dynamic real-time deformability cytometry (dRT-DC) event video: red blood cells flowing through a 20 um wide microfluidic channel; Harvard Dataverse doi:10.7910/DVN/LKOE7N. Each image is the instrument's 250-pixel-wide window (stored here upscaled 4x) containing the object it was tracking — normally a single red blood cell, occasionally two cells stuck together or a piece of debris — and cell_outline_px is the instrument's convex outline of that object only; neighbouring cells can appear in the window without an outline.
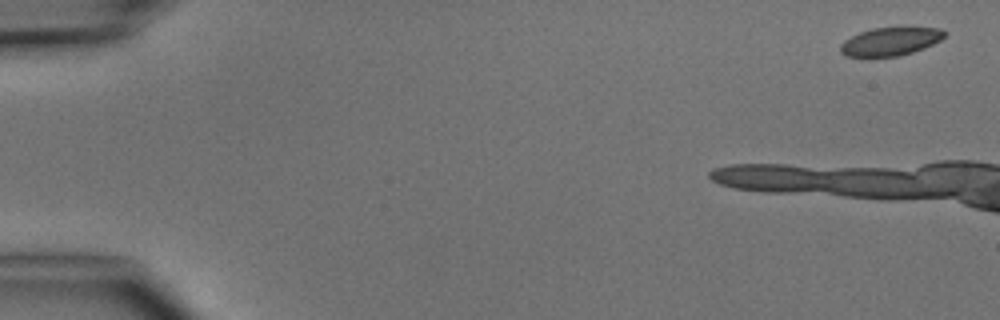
{"species": "common noctule bat (a hibernating species)", "species_latin": "Nyctalus noctula", "temperature_condition": "cold", "stored_images_in_passage": 5, "camera_frame_rate_fps": 3000, "um_per_image_px": 0.085, "animal": {"sex": "male", "body_mass_g": 15.6}, "frame": {"image": 1, "passage_image": 1, "time_ms": 0.0, "image_size_px": [1000, 320], "cell_outline_px": [[948, 32], [940, 40], [924, 48], [900, 56], [844, 56], [840, 52], [840, 44], [844, 40], [860, 32], [872, 28], [900, 24], [940, 28]], "centroid_in_image_um": [75.73, 3.46], "position_along_channel_um": 9.3, "area_um2": 17.92}}